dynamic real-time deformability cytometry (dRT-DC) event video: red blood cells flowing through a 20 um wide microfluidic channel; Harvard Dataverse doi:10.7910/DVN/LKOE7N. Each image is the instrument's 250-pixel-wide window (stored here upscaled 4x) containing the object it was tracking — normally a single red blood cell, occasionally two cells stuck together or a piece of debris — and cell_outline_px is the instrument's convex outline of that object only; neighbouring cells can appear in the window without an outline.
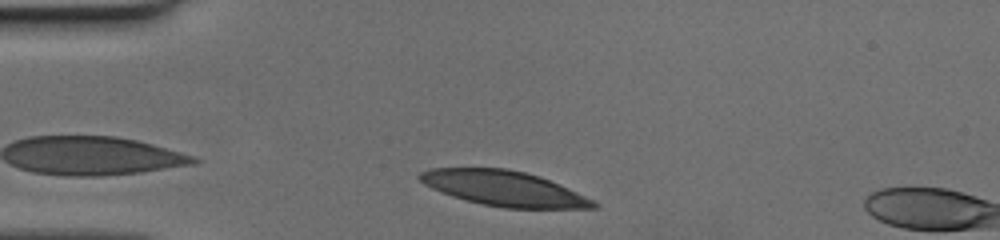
{"species": "human", "species_latin": "Homo sapiens", "temperature_condition": "cold", "stored_images_in_passage": 5, "camera_frame_rate_fps": 3000, "um_per_image_px": 0.085, "donor": {"sex": "female"}, "frame": {"image": 1, "passage_image": 2, "time_ms": 0.333, "image_size_px": [1000, 240], "cell_outline_px": [[600, 204], [596, 208], [504, 208], [484, 204], [452, 196], [432, 188], [424, 184], [416, 176], [420, 172], [432, 168], [504, 168], [524, 172], [540, 176], [576, 192]], "centroid_in_image_um": [42.81, 16.01], "position_along_channel_um": 42.2, "area_um2": 35.08}}